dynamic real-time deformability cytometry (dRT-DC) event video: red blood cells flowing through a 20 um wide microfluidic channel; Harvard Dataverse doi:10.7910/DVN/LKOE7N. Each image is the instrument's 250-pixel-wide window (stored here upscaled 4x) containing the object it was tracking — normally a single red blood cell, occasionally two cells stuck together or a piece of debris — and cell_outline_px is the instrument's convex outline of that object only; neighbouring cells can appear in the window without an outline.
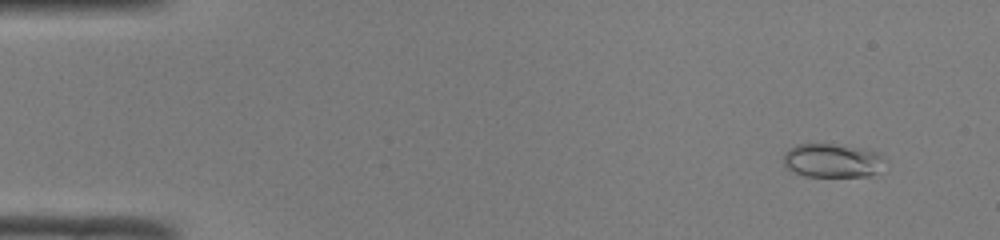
{"species": "common noctule bat (a hibernating species)", "species_latin": "Nyctalus noctula", "temperature_condition": "room temperature", "stored_images_in_passage": 50, "camera_frame_rate_fps": 3000, "um_per_image_px": 0.085, "animal": {"sex": "male", "body_mass_g": 19.0, "forearm_length_mm": 50.8}, "frame": {"image": 1, "passage_image": 4, "time_ms": 1.0, "image_size_px": [1000, 240], "cell_outline_px": [[884, 160], [876, 172], [868, 176], [804, 176], [788, 168], [784, 164], [784, 152], [788, 148], [796, 144], [832, 144], [860, 148], [880, 152]], "centroid_in_image_um": [70.71, 13.63], "position_along_channel_um": 14.3, "area_um2": 19.77}}
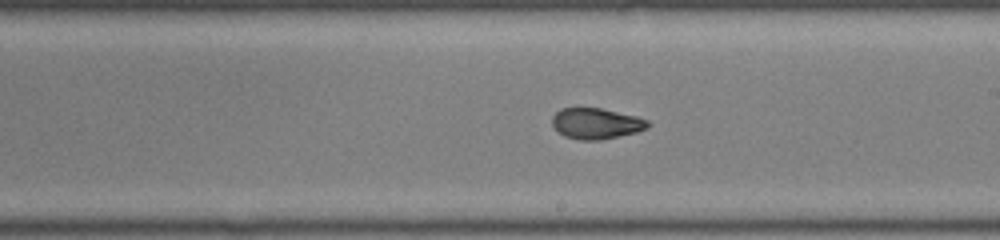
{"frame": {"image": 2, "passage_image": 29, "time_ms": 9.333, "image_size_px": [1000, 240], "cell_outline_px": [[652, 124], [648, 128], [636, 132], [600, 140], [580, 140], [564, 136], [556, 132], [552, 124], [552, 116], [560, 108], [600, 108], [636, 116], [648, 120]], "centroid_in_image_um": [50.66, 10.5], "position_along_channel_um": 238.3, "area_um2": 17.34}}
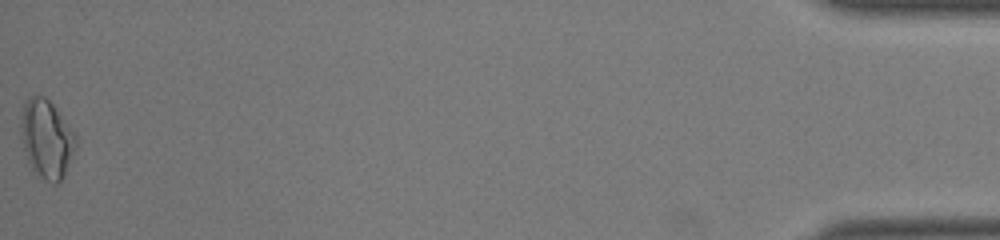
{"frame": {"image": 3, "passage_image": 50, "time_ms": 16.333, "image_size_px": [1000, 240], "cell_outline_px": [[76, 144], [64, 176], [56, 184], [52, 184], [36, 176], [28, 160], [24, 148], [20, 132], [20, 124], [24, 104], [28, 96], [44, 96], [52, 104], [76, 132]], "centroid_in_image_um": [3.96, 11.82], "position_along_channel_um": 431.2, "area_um2": 25.09}, "authors_computed_cell_mechanics": {"area_um2": 18.3804, "velocity_mm_per_s": 4.121, "shape_relaxation_time_tau1_ms": null, "shape_relaxation_time_tau2_ms": 1.0613, "deformation_change_tau1": null, "deformation_change_tau2": 0.0663}}